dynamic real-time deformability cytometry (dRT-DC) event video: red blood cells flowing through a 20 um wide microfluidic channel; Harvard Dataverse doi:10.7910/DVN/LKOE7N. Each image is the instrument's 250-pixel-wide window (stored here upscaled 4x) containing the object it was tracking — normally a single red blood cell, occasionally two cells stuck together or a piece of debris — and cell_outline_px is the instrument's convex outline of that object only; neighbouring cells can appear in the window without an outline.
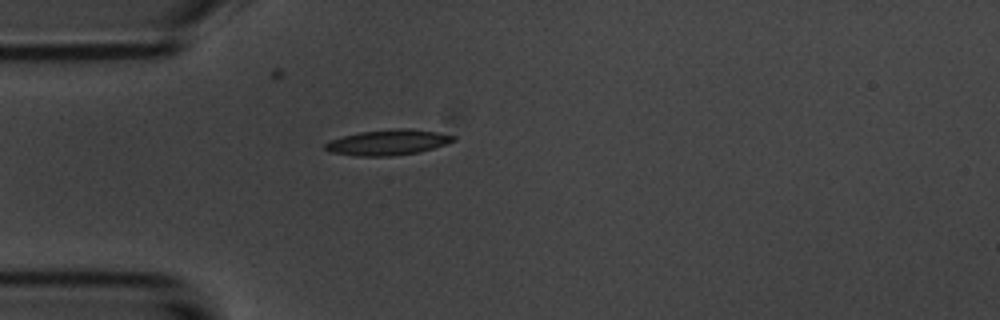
{"species": "common noctule bat (a hibernating species)", "species_latin": "Nyctalus noctula", "temperature_condition": "room temperature", "stored_images_in_passage": 40, "camera_frame_rate_fps": 3000, "um_per_image_px": 0.085, "animal": {"sex": "male", "body_mass_g": 20.1, "forearm_length_mm": 53.5}, "frame": {"image": 1, "passage_image": 1, "time_ms": 0.0, "image_size_px": [1000, 320], "cell_outline_px": [[456, 140], [448, 144], [420, 152], [392, 156], [356, 156], [332, 152], [324, 148], [324, 144], [332, 140], [344, 136], [360, 132], [396, 128], [412, 128], [436, 132], [456, 136]], "centroid_in_image_um": [33.04, 12.1], "position_along_channel_um": 52.0, "area_um2": 19.07}}
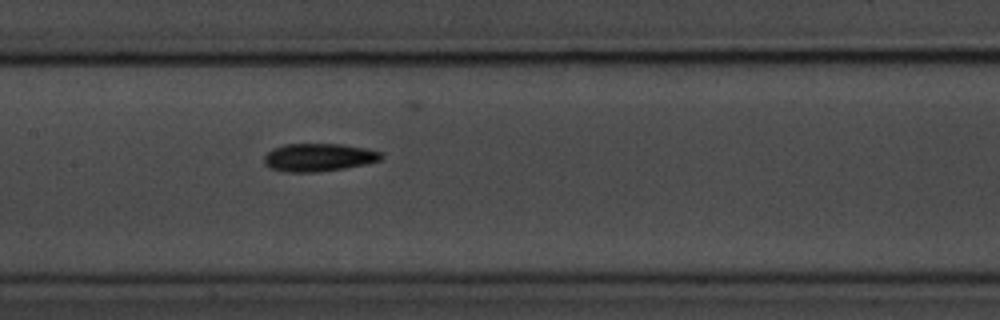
{"frame": {"image": 2, "passage_image": 12, "time_ms": 3.667, "image_size_px": [1000, 320], "cell_outline_px": [[384, 156], [380, 160], [364, 164], [344, 168], [316, 172], [280, 172], [268, 168], [264, 164], [264, 156], [272, 148], [284, 144], [344, 144], [364, 148], [380, 152]], "centroid_in_image_um": [27.02, 13.38], "position_along_channel_um": 180.4, "area_um2": 19.19}}
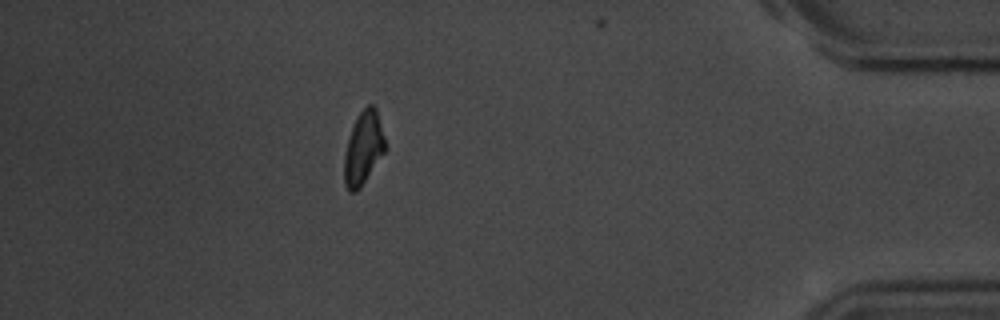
{"frame": {"image": 3, "passage_image": 34, "time_ms": 11.0, "image_size_px": [1000, 320], "cell_outline_px": [[388, 148], [360, 188], [356, 192], [348, 192], [344, 184], [344, 152], [348, 136], [356, 116], [368, 104], [372, 104], [376, 108], [388, 144]], "centroid_in_image_um": [30.9, 12.58], "position_along_channel_um": 404.3, "area_um2": 18.03}, "authors_computed_cell_mechanics": {"area_um2": 18.207, "velocity_mm_per_s": 3.7016, "shape_relaxation_time_tau1_ms": 2.8714, "shape_relaxation_time_tau2_ms": null, "deformation_change_tau1": 0.1546, "deformation_change_tau2": null}}